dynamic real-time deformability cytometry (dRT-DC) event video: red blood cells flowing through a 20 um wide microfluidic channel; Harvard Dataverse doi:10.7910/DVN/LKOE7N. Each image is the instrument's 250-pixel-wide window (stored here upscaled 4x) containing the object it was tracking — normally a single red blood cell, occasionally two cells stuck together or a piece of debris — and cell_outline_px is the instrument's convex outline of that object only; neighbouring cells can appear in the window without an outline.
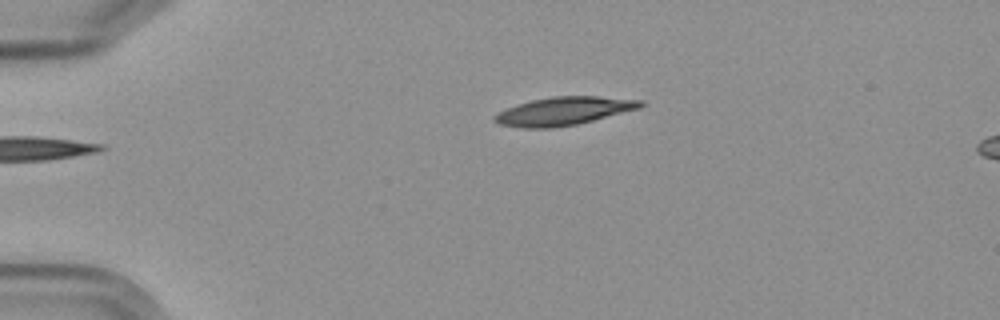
{"species": "Egyptian fruit bat (a non-hibernating species)", "species_latin": "Rousettus aegyptiacus", "temperature_condition": "cold", "stored_images_in_passage": 2, "camera_frame_rate_fps": 3000, "um_per_image_px": 0.085, "frame": {"image": 1, "passage_image": 1, "time_ms": 0.0, "image_size_px": [1000, 320], "cell_outline_px": [[644, 104], [640, 108], [576, 124], [552, 128], [520, 128], [500, 124], [492, 120], [492, 116], [516, 104], [532, 100], [552, 96], [596, 96], [644, 100]], "centroid_in_image_um": [47.89, 9.44], "position_along_channel_um": 37.1, "area_um2": 23.87}}